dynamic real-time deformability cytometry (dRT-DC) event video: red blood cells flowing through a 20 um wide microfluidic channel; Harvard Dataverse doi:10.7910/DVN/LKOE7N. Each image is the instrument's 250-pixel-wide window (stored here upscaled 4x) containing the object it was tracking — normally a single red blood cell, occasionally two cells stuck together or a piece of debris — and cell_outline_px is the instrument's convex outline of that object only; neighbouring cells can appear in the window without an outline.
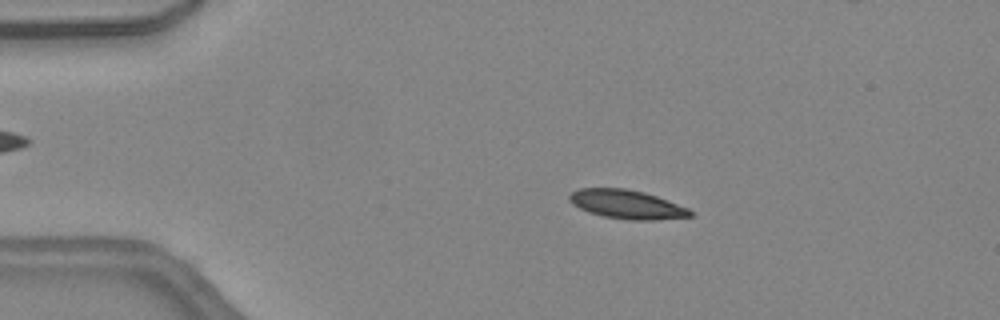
{"species": "common noctule bat (a hibernating species)", "species_latin": "Nyctalus noctula", "temperature_condition": "warm", "stored_images_in_passage": 47, "camera_frame_rate_fps": 3000, "um_per_image_px": 0.085, "animal": {"sex": "female", "body_mass_g": 24.6, "forearm_length_mm": 56.2}, "frame": {"image": 1, "passage_image": 9, "time_ms": 2.667, "image_size_px": [1000, 320], "cell_outline_px": [[692, 216], [656, 220], [628, 220], [604, 216], [588, 212], [572, 204], [568, 200], [568, 196], [572, 192], [580, 188], [624, 188], [644, 192], [656, 196], [688, 208], [692, 212]], "centroid_in_image_um": [53.25, 17.37], "position_along_channel_um": 31.7, "area_um2": 20.23}}
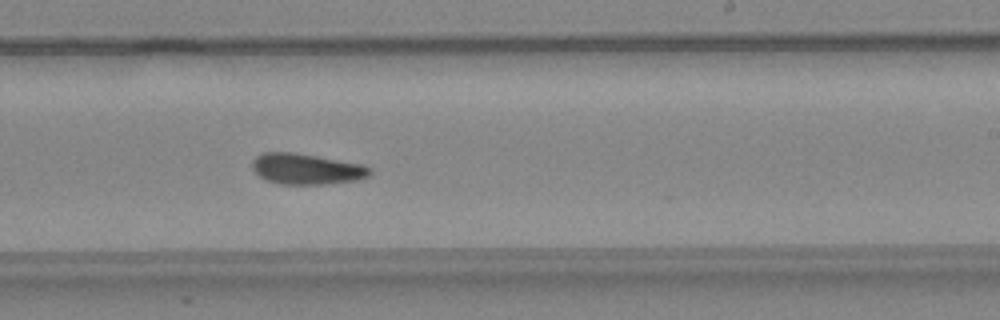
{"frame": {"image": 2, "passage_image": 28, "time_ms": 9.0, "image_size_px": [1000, 320], "cell_outline_px": [[372, 172], [368, 176], [356, 180], [328, 184], [280, 184], [264, 180], [252, 168], [252, 160], [256, 156], [264, 152], [292, 152], [364, 164], [372, 168]], "centroid_in_image_um": [26.05, 14.36], "position_along_channel_um": 262.9, "area_um2": 21.21}}
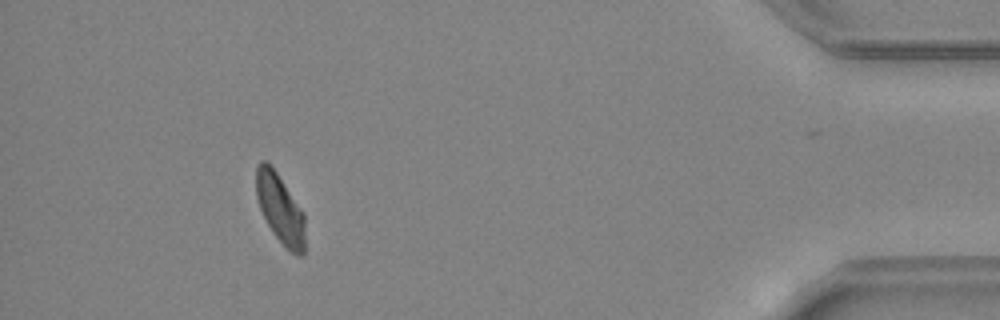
{"frame": {"image": 3, "passage_image": 42, "time_ms": 13.667, "image_size_px": [1000, 320], "cell_outline_px": [[304, 256], [296, 256], [288, 252], [272, 232], [260, 208], [256, 196], [256, 168], [260, 160], [264, 160], [276, 172], [304, 212]], "centroid_in_image_um": [23.82, 17.8], "position_along_channel_um": 411.4, "area_um2": 19.77}, "authors_computed_cell_mechanics": {"area_um2": 20.4034, "velocity_mm_per_s": 4.4878, "shape_relaxation_time_tau1_ms": 6.8956, "shape_relaxation_time_tau2_ms": 3.0294, "deformation_change_tau1": 0.1687, "deformation_change_tau2": 0.0866}}